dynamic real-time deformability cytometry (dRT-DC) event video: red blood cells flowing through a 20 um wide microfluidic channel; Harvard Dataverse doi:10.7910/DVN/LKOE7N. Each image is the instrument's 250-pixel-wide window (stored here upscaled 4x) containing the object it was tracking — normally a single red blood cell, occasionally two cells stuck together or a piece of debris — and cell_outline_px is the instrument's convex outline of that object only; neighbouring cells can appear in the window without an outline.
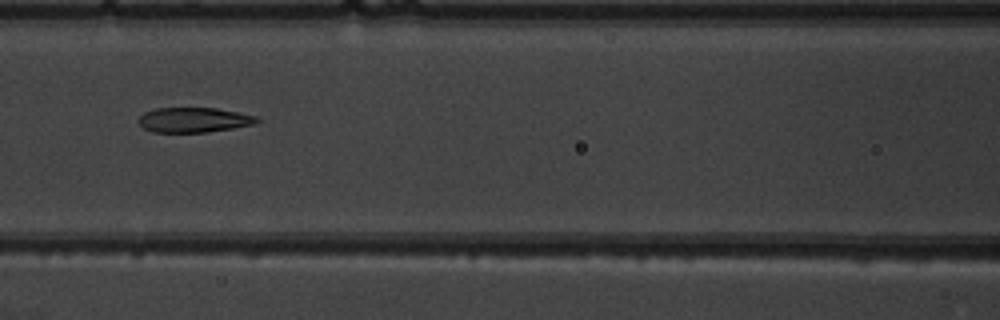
{"species": "common noctule bat (a hibernating species)", "species_latin": "Nyctalus noctula", "temperature_condition": "warm", "stored_images_in_passage": 7, "camera_frame_rate_fps": 3000, "um_per_image_px": 0.085, "animal": {"sex": "male", "body_mass_g": 19.5, "forearm_length_mm": 54.6}, "frame": {"image": 1, "passage_image": 7, "time_ms": 7.667, "image_size_px": [1000, 320], "cell_outline_px": [[260, 120], [256, 124], [208, 132], [152, 132], [144, 128], [136, 120], [144, 112], [156, 108], [216, 108], [256, 116]], "centroid_in_image_um": [16.45, 10.19], "position_along_channel_um": 150.1, "area_um2": 17.17}}